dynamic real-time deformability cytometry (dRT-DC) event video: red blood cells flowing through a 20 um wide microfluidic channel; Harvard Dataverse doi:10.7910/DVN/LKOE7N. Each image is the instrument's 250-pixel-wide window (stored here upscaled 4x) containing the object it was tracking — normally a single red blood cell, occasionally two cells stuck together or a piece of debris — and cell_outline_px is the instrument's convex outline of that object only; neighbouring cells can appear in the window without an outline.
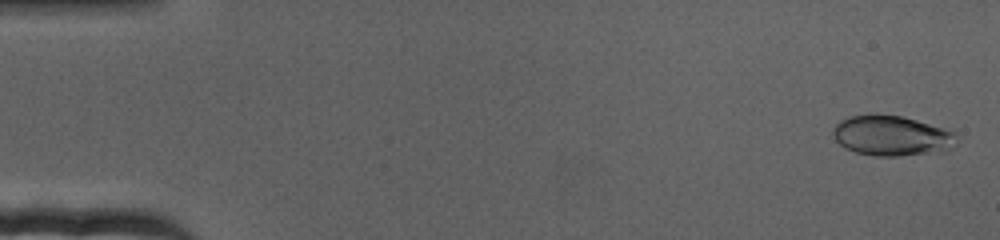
{"species": "human", "species_latin": "Homo sapiens", "temperature_condition": "cold", "stored_images_in_passage": 73, "camera_frame_rate_fps": 3000, "um_per_image_px": 0.085, "donor": {"sex": "female"}, "frame": {"image": 1, "passage_image": 2, "time_ms": 0.333, "image_size_px": [1000, 240], "cell_outline_px": [[956, 136], [944, 152], [900, 156], [876, 156], [856, 152], [844, 148], [836, 140], [832, 132], [836, 124], [840, 120], [848, 116], [872, 112], [876, 112], [900, 116], [916, 120], [952, 132]], "centroid_in_image_um": [75.68, 11.52], "position_along_channel_um": 9.3, "area_um2": 28.9}}
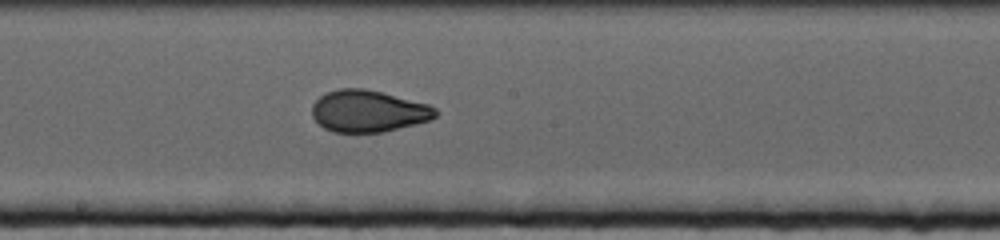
{"frame": {"image": 2, "passage_image": 40, "time_ms": 13.0, "image_size_px": [1000, 240], "cell_outline_px": [[440, 112], [432, 120], [384, 132], [332, 132], [324, 128], [312, 116], [312, 104], [320, 96], [328, 92], [340, 88], [364, 88], [428, 104], [436, 108]], "centroid_in_image_um": [31.32, 9.45], "position_along_channel_um": 216.9, "area_um2": 30.11}}
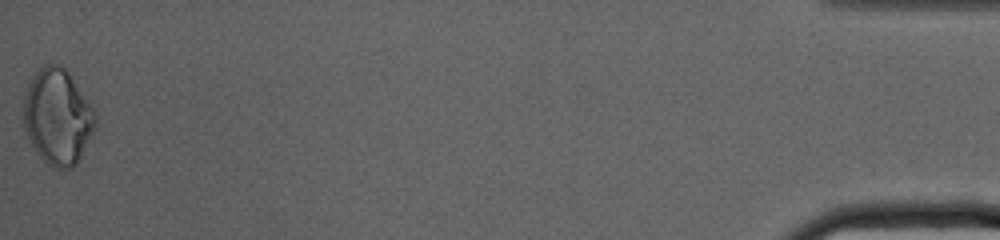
{"frame": {"image": 3, "passage_image": 73, "time_ms": 24.0, "image_size_px": [1000, 240], "cell_outline_px": [[96, 128], [76, 164], [72, 168], [56, 168], [48, 164], [36, 152], [28, 140], [20, 120], [20, 108], [28, 84], [32, 76], [44, 64], [60, 64], [68, 72], [92, 104], [96, 112]], "centroid_in_image_um": [4.86, 9.91], "position_along_channel_um": 430.3, "area_um2": 40.92}}